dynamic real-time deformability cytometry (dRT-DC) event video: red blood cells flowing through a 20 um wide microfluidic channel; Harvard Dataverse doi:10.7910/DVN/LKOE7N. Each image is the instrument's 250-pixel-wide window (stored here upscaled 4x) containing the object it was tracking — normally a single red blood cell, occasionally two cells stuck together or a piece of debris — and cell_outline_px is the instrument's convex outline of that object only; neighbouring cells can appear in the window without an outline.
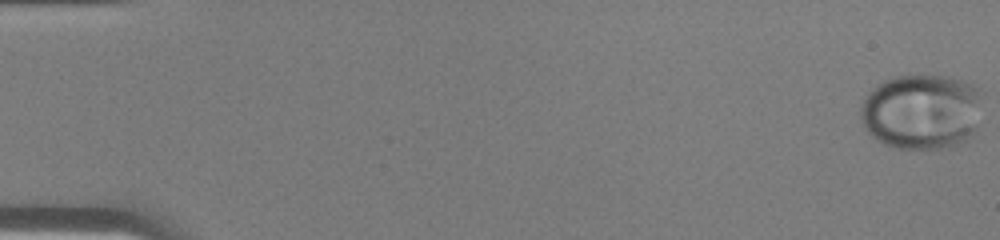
{"species": "human", "species_latin": "Homo sapiens", "temperature_condition": "warm", "stored_images_in_passage": 44, "camera_frame_rate_fps": 3000, "um_per_image_px": 0.085, "donor": {"sex": "male"}, "frame": {"image": 1, "passage_image": 1, "time_ms": 0.0, "image_size_px": [1000, 240], "cell_outline_px": [[984, 92], [976, 128], [972, 136], [968, 140], [952, 148], [892, 148], [876, 140], [868, 132], [860, 116], [860, 108], [868, 92], [872, 88], [884, 80], [896, 76], [948, 76], [972, 80]], "centroid_in_image_um": [78.41, 9.47], "position_along_channel_um": 6.6, "area_um2": 54.68}}
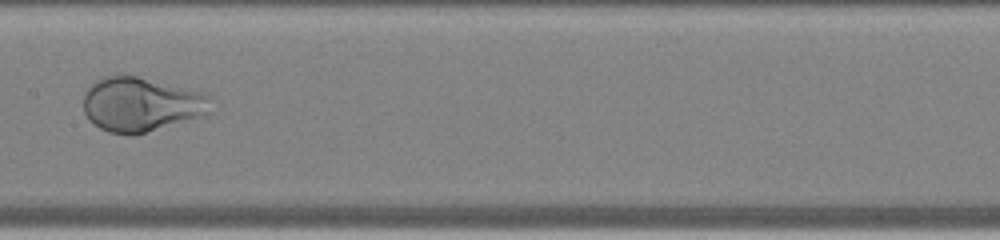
{"frame": {"image": 2, "passage_image": 24, "time_ms": 7.667, "image_size_px": [1000, 240], "cell_outline_px": [[208, 112], [204, 116], [132, 136], [108, 132], [100, 128], [88, 120], [84, 112], [84, 92], [92, 84], [104, 76], [136, 76], [208, 92]], "centroid_in_image_um": [11.99, 8.88], "position_along_channel_um": 195.4, "area_um2": 40.4}}
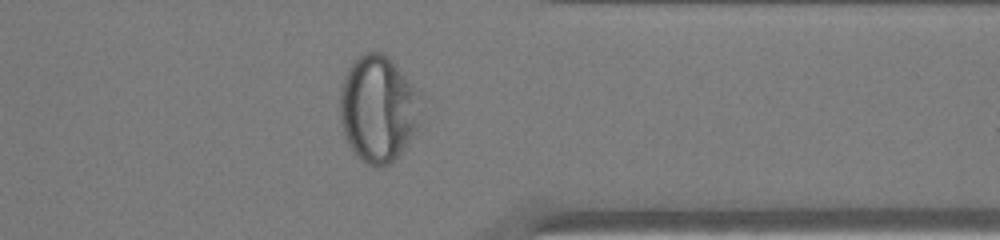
{"frame": {"image": 3, "passage_image": 36, "time_ms": 11.667, "image_size_px": [1000, 240], "cell_outline_px": [[416, 128], [408, 144], [388, 164], [380, 168], [364, 164], [356, 156], [344, 136], [340, 120], [340, 88], [344, 76], [352, 60], [356, 56], [364, 52], [384, 52], [388, 56], [404, 76], [412, 92], [416, 124]], "centroid_in_image_um": [31.98, 9.27], "position_along_channel_um": 379.4, "area_um2": 48.73}}